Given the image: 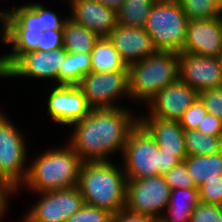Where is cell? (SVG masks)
Returning <instances> with one entry per match:
<instances>
[{"mask_svg": "<svg viewBox=\"0 0 222 222\" xmlns=\"http://www.w3.org/2000/svg\"><path fill=\"white\" fill-rule=\"evenodd\" d=\"M124 107L92 109L81 121L74 123L68 143L83 162L108 161L118 150L123 153L129 133L138 124Z\"/></svg>", "mask_w": 222, "mask_h": 222, "instance_id": "obj_1", "label": "cell"}, {"mask_svg": "<svg viewBox=\"0 0 222 222\" xmlns=\"http://www.w3.org/2000/svg\"><path fill=\"white\" fill-rule=\"evenodd\" d=\"M108 161L83 162L78 188L84 203L118 214L125 209L127 178L124 169Z\"/></svg>", "mask_w": 222, "mask_h": 222, "instance_id": "obj_2", "label": "cell"}, {"mask_svg": "<svg viewBox=\"0 0 222 222\" xmlns=\"http://www.w3.org/2000/svg\"><path fill=\"white\" fill-rule=\"evenodd\" d=\"M83 161L68 144L41 153L28 167L23 185L37 193L72 188L78 185Z\"/></svg>", "mask_w": 222, "mask_h": 222, "instance_id": "obj_3", "label": "cell"}, {"mask_svg": "<svg viewBox=\"0 0 222 222\" xmlns=\"http://www.w3.org/2000/svg\"><path fill=\"white\" fill-rule=\"evenodd\" d=\"M122 155L127 179L164 175L181 162L176 153L163 152L139 122L129 133Z\"/></svg>", "mask_w": 222, "mask_h": 222, "instance_id": "obj_4", "label": "cell"}, {"mask_svg": "<svg viewBox=\"0 0 222 222\" xmlns=\"http://www.w3.org/2000/svg\"><path fill=\"white\" fill-rule=\"evenodd\" d=\"M129 96L147 103L162 89L179 79V55L157 50L145 59L128 66Z\"/></svg>", "mask_w": 222, "mask_h": 222, "instance_id": "obj_5", "label": "cell"}, {"mask_svg": "<svg viewBox=\"0 0 222 222\" xmlns=\"http://www.w3.org/2000/svg\"><path fill=\"white\" fill-rule=\"evenodd\" d=\"M186 17L179 2L155 1L144 29L157 50L181 52L186 40Z\"/></svg>", "mask_w": 222, "mask_h": 222, "instance_id": "obj_6", "label": "cell"}, {"mask_svg": "<svg viewBox=\"0 0 222 222\" xmlns=\"http://www.w3.org/2000/svg\"><path fill=\"white\" fill-rule=\"evenodd\" d=\"M171 191L163 175L127 179L125 209L160 221V211L166 210Z\"/></svg>", "mask_w": 222, "mask_h": 222, "instance_id": "obj_7", "label": "cell"}, {"mask_svg": "<svg viewBox=\"0 0 222 222\" xmlns=\"http://www.w3.org/2000/svg\"><path fill=\"white\" fill-rule=\"evenodd\" d=\"M0 112V180L15 191L24 183L28 168H25L26 144L23 135Z\"/></svg>", "mask_w": 222, "mask_h": 222, "instance_id": "obj_8", "label": "cell"}, {"mask_svg": "<svg viewBox=\"0 0 222 222\" xmlns=\"http://www.w3.org/2000/svg\"><path fill=\"white\" fill-rule=\"evenodd\" d=\"M78 86L92 109L117 108L114 99L122 95L130 97L129 71L89 72Z\"/></svg>", "mask_w": 222, "mask_h": 222, "instance_id": "obj_9", "label": "cell"}, {"mask_svg": "<svg viewBox=\"0 0 222 222\" xmlns=\"http://www.w3.org/2000/svg\"><path fill=\"white\" fill-rule=\"evenodd\" d=\"M41 196L26 214L27 222H65L84 205L78 186L42 192Z\"/></svg>", "mask_w": 222, "mask_h": 222, "instance_id": "obj_10", "label": "cell"}, {"mask_svg": "<svg viewBox=\"0 0 222 222\" xmlns=\"http://www.w3.org/2000/svg\"><path fill=\"white\" fill-rule=\"evenodd\" d=\"M67 53L63 47L49 52L36 50L26 52L5 71V77L54 79L59 85V71Z\"/></svg>", "mask_w": 222, "mask_h": 222, "instance_id": "obj_11", "label": "cell"}, {"mask_svg": "<svg viewBox=\"0 0 222 222\" xmlns=\"http://www.w3.org/2000/svg\"><path fill=\"white\" fill-rule=\"evenodd\" d=\"M179 79L198 93L222 86V71L217 57L178 52Z\"/></svg>", "mask_w": 222, "mask_h": 222, "instance_id": "obj_12", "label": "cell"}, {"mask_svg": "<svg viewBox=\"0 0 222 222\" xmlns=\"http://www.w3.org/2000/svg\"><path fill=\"white\" fill-rule=\"evenodd\" d=\"M47 109L50 117L62 125H73L92 110L78 85L58 84L48 96Z\"/></svg>", "mask_w": 222, "mask_h": 222, "instance_id": "obj_13", "label": "cell"}, {"mask_svg": "<svg viewBox=\"0 0 222 222\" xmlns=\"http://www.w3.org/2000/svg\"><path fill=\"white\" fill-rule=\"evenodd\" d=\"M65 19H61L54 12L47 10L42 4H25L19 8H12L0 12L2 30H63Z\"/></svg>", "mask_w": 222, "mask_h": 222, "instance_id": "obj_14", "label": "cell"}, {"mask_svg": "<svg viewBox=\"0 0 222 222\" xmlns=\"http://www.w3.org/2000/svg\"><path fill=\"white\" fill-rule=\"evenodd\" d=\"M199 93L180 79L158 92L150 101L148 117L178 121Z\"/></svg>", "mask_w": 222, "mask_h": 222, "instance_id": "obj_15", "label": "cell"}, {"mask_svg": "<svg viewBox=\"0 0 222 222\" xmlns=\"http://www.w3.org/2000/svg\"><path fill=\"white\" fill-rule=\"evenodd\" d=\"M181 52L218 57L222 53V16L189 21Z\"/></svg>", "mask_w": 222, "mask_h": 222, "instance_id": "obj_16", "label": "cell"}, {"mask_svg": "<svg viewBox=\"0 0 222 222\" xmlns=\"http://www.w3.org/2000/svg\"><path fill=\"white\" fill-rule=\"evenodd\" d=\"M107 38L127 66L139 62L157 51L144 28L117 24Z\"/></svg>", "mask_w": 222, "mask_h": 222, "instance_id": "obj_17", "label": "cell"}, {"mask_svg": "<svg viewBox=\"0 0 222 222\" xmlns=\"http://www.w3.org/2000/svg\"><path fill=\"white\" fill-rule=\"evenodd\" d=\"M72 15L69 17L97 34L107 37L117 26V11L97 0H70Z\"/></svg>", "mask_w": 222, "mask_h": 222, "instance_id": "obj_18", "label": "cell"}, {"mask_svg": "<svg viewBox=\"0 0 222 222\" xmlns=\"http://www.w3.org/2000/svg\"><path fill=\"white\" fill-rule=\"evenodd\" d=\"M145 116L139 118V123L154 138L158 147L163 148V152L176 153V157L183 162L187 152L184 130L179 121L147 117V114Z\"/></svg>", "mask_w": 222, "mask_h": 222, "instance_id": "obj_19", "label": "cell"}, {"mask_svg": "<svg viewBox=\"0 0 222 222\" xmlns=\"http://www.w3.org/2000/svg\"><path fill=\"white\" fill-rule=\"evenodd\" d=\"M199 202L198 188L174 189L166 207L167 216L163 214L159 222H190L191 215Z\"/></svg>", "mask_w": 222, "mask_h": 222, "instance_id": "obj_20", "label": "cell"}, {"mask_svg": "<svg viewBox=\"0 0 222 222\" xmlns=\"http://www.w3.org/2000/svg\"><path fill=\"white\" fill-rule=\"evenodd\" d=\"M0 35L4 43L12 44V53L2 55V65L6 71L22 54L33 51L40 44L43 31L2 30Z\"/></svg>", "mask_w": 222, "mask_h": 222, "instance_id": "obj_21", "label": "cell"}, {"mask_svg": "<svg viewBox=\"0 0 222 222\" xmlns=\"http://www.w3.org/2000/svg\"><path fill=\"white\" fill-rule=\"evenodd\" d=\"M183 162L197 187L208 180L220 179L222 175V151L210 155L187 156Z\"/></svg>", "mask_w": 222, "mask_h": 222, "instance_id": "obj_22", "label": "cell"}, {"mask_svg": "<svg viewBox=\"0 0 222 222\" xmlns=\"http://www.w3.org/2000/svg\"><path fill=\"white\" fill-rule=\"evenodd\" d=\"M90 72L105 73L113 71H129L119 52L107 37H100L90 53Z\"/></svg>", "mask_w": 222, "mask_h": 222, "instance_id": "obj_23", "label": "cell"}, {"mask_svg": "<svg viewBox=\"0 0 222 222\" xmlns=\"http://www.w3.org/2000/svg\"><path fill=\"white\" fill-rule=\"evenodd\" d=\"M99 36L68 18L63 26V48L68 53L90 54Z\"/></svg>", "mask_w": 222, "mask_h": 222, "instance_id": "obj_24", "label": "cell"}, {"mask_svg": "<svg viewBox=\"0 0 222 222\" xmlns=\"http://www.w3.org/2000/svg\"><path fill=\"white\" fill-rule=\"evenodd\" d=\"M91 70L90 54L67 53L60 67L59 85H78Z\"/></svg>", "mask_w": 222, "mask_h": 222, "instance_id": "obj_25", "label": "cell"}, {"mask_svg": "<svg viewBox=\"0 0 222 222\" xmlns=\"http://www.w3.org/2000/svg\"><path fill=\"white\" fill-rule=\"evenodd\" d=\"M154 3L155 0H125L117 10L118 24L144 28Z\"/></svg>", "mask_w": 222, "mask_h": 222, "instance_id": "obj_26", "label": "cell"}, {"mask_svg": "<svg viewBox=\"0 0 222 222\" xmlns=\"http://www.w3.org/2000/svg\"><path fill=\"white\" fill-rule=\"evenodd\" d=\"M187 156L210 155L222 151V137L202 134L198 130H184Z\"/></svg>", "mask_w": 222, "mask_h": 222, "instance_id": "obj_27", "label": "cell"}, {"mask_svg": "<svg viewBox=\"0 0 222 222\" xmlns=\"http://www.w3.org/2000/svg\"><path fill=\"white\" fill-rule=\"evenodd\" d=\"M178 2L189 21L222 16V7L214 0H179Z\"/></svg>", "mask_w": 222, "mask_h": 222, "instance_id": "obj_28", "label": "cell"}, {"mask_svg": "<svg viewBox=\"0 0 222 222\" xmlns=\"http://www.w3.org/2000/svg\"><path fill=\"white\" fill-rule=\"evenodd\" d=\"M163 176L166 183L172 190L178 188H198L195 185L192 177L189 175L186 164L184 162H180L176 166L172 167Z\"/></svg>", "mask_w": 222, "mask_h": 222, "instance_id": "obj_29", "label": "cell"}, {"mask_svg": "<svg viewBox=\"0 0 222 222\" xmlns=\"http://www.w3.org/2000/svg\"><path fill=\"white\" fill-rule=\"evenodd\" d=\"M113 214L109 211L84 203L79 211L65 222H112Z\"/></svg>", "mask_w": 222, "mask_h": 222, "instance_id": "obj_30", "label": "cell"}, {"mask_svg": "<svg viewBox=\"0 0 222 222\" xmlns=\"http://www.w3.org/2000/svg\"><path fill=\"white\" fill-rule=\"evenodd\" d=\"M208 114L203 102L198 97L197 100L182 114L178 120L183 130H194Z\"/></svg>", "mask_w": 222, "mask_h": 222, "instance_id": "obj_31", "label": "cell"}, {"mask_svg": "<svg viewBox=\"0 0 222 222\" xmlns=\"http://www.w3.org/2000/svg\"><path fill=\"white\" fill-rule=\"evenodd\" d=\"M199 200L203 203L222 204V175L220 179L208 180L198 187Z\"/></svg>", "mask_w": 222, "mask_h": 222, "instance_id": "obj_32", "label": "cell"}, {"mask_svg": "<svg viewBox=\"0 0 222 222\" xmlns=\"http://www.w3.org/2000/svg\"><path fill=\"white\" fill-rule=\"evenodd\" d=\"M199 98L208 114L215 115L222 121V86L199 92Z\"/></svg>", "mask_w": 222, "mask_h": 222, "instance_id": "obj_33", "label": "cell"}, {"mask_svg": "<svg viewBox=\"0 0 222 222\" xmlns=\"http://www.w3.org/2000/svg\"><path fill=\"white\" fill-rule=\"evenodd\" d=\"M190 222H222L219 205L199 202L191 215Z\"/></svg>", "mask_w": 222, "mask_h": 222, "instance_id": "obj_34", "label": "cell"}, {"mask_svg": "<svg viewBox=\"0 0 222 222\" xmlns=\"http://www.w3.org/2000/svg\"><path fill=\"white\" fill-rule=\"evenodd\" d=\"M63 47V30H46L41 33L40 44L36 51L49 52Z\"/></svg>", "mask_w": 222, "mask_h": 222, "instance_id": "obj_35", "label": "cell"}, {"mask_svg": "<svg viewBox=\"0 0 222 222\" xmlns=\"http://www.w3.org/2000/svg\"><path fill=\"white\" fill-rule=\"evenodd\" d=\"M202 134L222 137V121L212 114H207L196 129Z\"/></svg>", "mask_w": 222, "mask_h": 222, "instance_id": "obj_36", "label": "cell"}, {"mask_svg": "<svg viewBox=\"0 0 222 222\" xmlns=\"http://www.w3.org/2000/svg\"><path fill=\"white\" fill-rule=\"evenodd\" d=\"M112 222H159L149 216L136 214L123 209L118 214L113 215Z\"/></svg>", "mask_w": 222, "mask_h": 222, "instance_id": "obj_37", "label": "cell"}, {"mask_svg": "<svg viewBox=\"0 0 222 222\" xmlns=\"http://www.w3.org/2000/svg\"><path fill=\"white\" fill-rule=\"evenodd\" d=\"M16 192L9 184L0 180V221L1 217L4 216V210L6 209L7 196L11 193Z\"/></svg>", "mask_w": 222, "mask_h": 222, "instance_id": "obj_38", "label": "cell"}, {"mask_svg": "<svg viewBox=\"0 0 222 222\" xmlns=\"http://www.w3.org/2000/svg\"><path fill=\"white\" fill-rule=\"evenodd\" d=\"M97 1L117 11L122 6V3L125 0H97Z\"/></svg>", "mask_w": 222, "mask_h": 222, "instance_id": "obj_39", "label": "cell"}, {"mask_svg": "<svg viewBox=\"0 0 222 222\" xmlns=\"http://www.w3.org/2000/svg\"><path fill=\"white\" fill-rule=\"evenodd\" d=\"M0 77H5V71L2 65V56H0Z\"/></svg>", "mask_w": 222, "mask_h": 222, "instance_id": "obj_40", "label": "cell"}, {"mask_svg": "<svg viewBox=\"0 0 222 222\" xmlns=\"http://www.w3.org/2000/svg\"><path fill=\"white\" fill-rule=\"evenodd\" d=\"M217 58L219 60L220 68H221V71H222V53Z\"/></svg>", "mask_w": 222, "mask_h": 222, "instance_id": "obj_41", "label": "cell"}, {"mask_svg": "<svg viewBox=\"0 0 222 222\" xmlns=\"http://www.w3.org/2000/svg\"><path fill=\"white\" fill-rule=\"evenodd\" d=\"M214 1L217 2L222 7V0H214Z\"/></svg>", "mask_w": 222, "mask_h": 222, "instance_id": "obj_42", "label": "cell"}, {"mask_svg": "<svg viewBox=\"0 0 222 222\" xmlns=\"http://www.w3.org/2000/svg\"><path fill=\"white\" fill-rule=\"evenodd\" d=\"M155 1H174V2H178L179 0H155Z\"/></svg>", "mask_w": 222, "mask_h": 222, "instance_id": "obj_43", "label": "cell"}]
</instances>
